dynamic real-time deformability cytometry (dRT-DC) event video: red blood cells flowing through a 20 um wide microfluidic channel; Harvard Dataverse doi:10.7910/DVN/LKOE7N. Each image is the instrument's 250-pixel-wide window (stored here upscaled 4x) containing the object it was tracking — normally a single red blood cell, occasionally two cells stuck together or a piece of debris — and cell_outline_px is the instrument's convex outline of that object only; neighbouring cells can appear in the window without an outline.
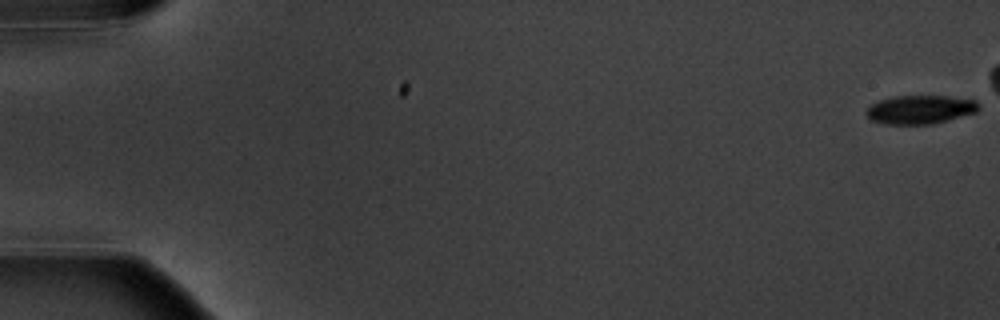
{"species": "common noctule bat (a hibernating species)", "species_latin": "Nyctalus noctula", "temperature_condition": "warm", "stored_images_in_passage": 6, "camera_frame_rate_fps": 3000, "um_per_image_px": 0.085, "animal": {"sex": "male", "body_mass_g": 20.1, "forearm_length_mm": 53.5}, "frame": {"image": 1, "passage_image": 1, "time_ms": 0.0, "image_size_px": [1000, 320], "cell_outline_px": [[980, 108], [976, 112], [932, 124], [884, 124], [872, 120], [864, 112], [872, 104], [880, 100], [892, 96], [948, 96], [976, 100], [980, 104]], "centroid_in_image_um": [78.23, 9.3], "position_along_channel_um": 6.8, "area_um2": 18.73}}